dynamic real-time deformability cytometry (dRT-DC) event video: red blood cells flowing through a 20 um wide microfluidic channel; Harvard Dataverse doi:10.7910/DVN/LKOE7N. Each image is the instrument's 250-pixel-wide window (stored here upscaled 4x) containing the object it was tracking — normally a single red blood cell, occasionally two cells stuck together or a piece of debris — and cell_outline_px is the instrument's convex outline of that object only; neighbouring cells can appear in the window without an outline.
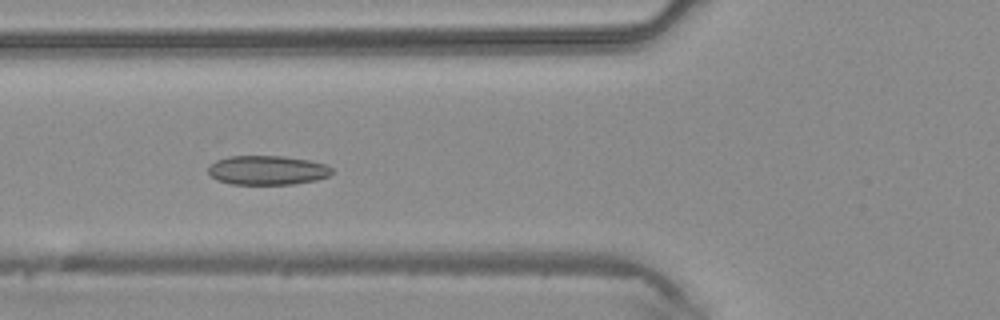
{"species": "common noctule bat (a hibernating species)", "species_latin": "Nyctalus noctula", "temperature_condition": "warm", "stored_images_in_passage": 39, "camera_frame_rate_fps": 3000, "um_per_image_px": 0.085, "animal": {"sex": "male", "body_mass_g": 20.4}, "frame": {"image": 1, "passage_image": 12, "time_ms": 3.667, "image_size_px": [1000, 320], "cell_outline_px": [[332, 172], [328, 176], [316, 180], [292, 184], [232, 184], [216, 180], [208, 172], [208, 168], [216, 160], [228, 156], [284, 156], [308, 160], [324, 164], [332, 168]], "centroid_in_image_um": [22.71, 14.47], "position_along_channel_um": 103.1, "area_um2": 20.98}}
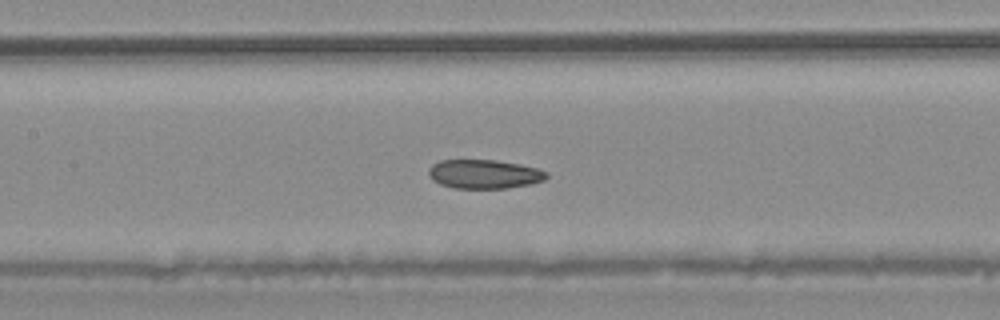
{"frame": {"image": 2, "passage_image": 16, "time_ms": 5.0, "image_size_px": [1000, 320], "cell_outline_px": [[548, 176], [544, 180], [528, 184], [508, 188], [452, 188], [440, 184], [432, 180], [428, 176], [428, 168], [432, 164], [440, 160], [496, 160], [520, 164], [536, 168], [548, 172]], "centroid_in_image_um": [41.12, 14.79], "position_along_channel_um": 166.3, "area_um2": 20.0}}
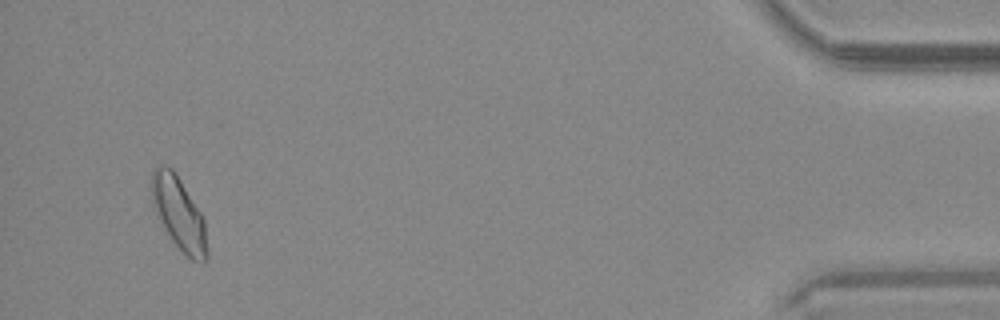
{"frame": {"image": 3, "passage_image": 37, "time_ms": 12.0, "image_size_px": [1000, 320], "cell_outline_px": [[208, 256], [204, 264], [192, 260], [172, 240], [164, 228], [152, 204], [152, 172], [160, 164], [164, 164], [172, 168], [200, 212], [204, 220], [208, 248]], "centroid_in_image_um": [15.22, 18.17], "position_along_channel_um": 420.0, "area_um2": 23.12}}